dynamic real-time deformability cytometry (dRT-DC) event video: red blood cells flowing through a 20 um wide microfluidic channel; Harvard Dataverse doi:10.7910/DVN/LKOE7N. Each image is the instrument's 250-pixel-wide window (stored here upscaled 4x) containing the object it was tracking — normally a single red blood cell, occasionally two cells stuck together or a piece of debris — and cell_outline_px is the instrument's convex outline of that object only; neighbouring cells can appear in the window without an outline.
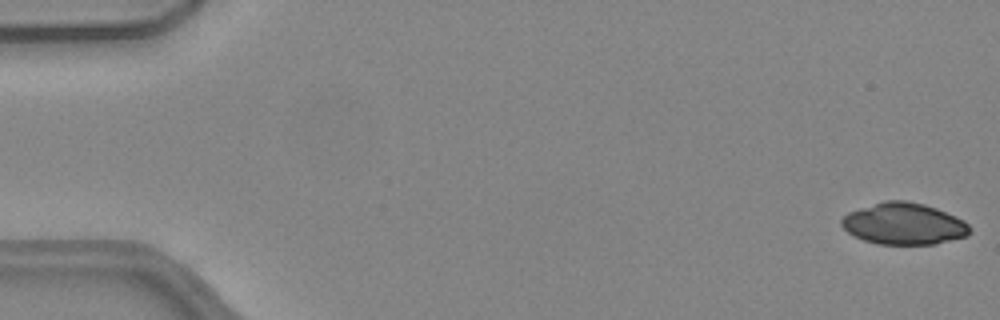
{"species": "common noctule bat (a hibernating species)", "species_latin": "Nyctalus noctula", "temperature_condition": "warm", "stored_images_in_passage": 51, "camera_frame_rate_fps": 3000, "um_per_image_px": 0.085, "animal": {"sex": "female", "body_mass_g": 24.6, "forearm_length_mm": 56.2}, "frame": {"image": 1, "passage_image": 1, "time_ms": 0.0, "image_size_px": [1000, 320], "cell_outline_px": [[972, 232], [968, 236], [936, 244], [876, 244], [864, 240], [848, 232], [840, 224], [840, 220], [848, 212], [884, 200], [908, 200], [924, 204], [936, 208], [956, 216], [964, 220], [972, 228]], "centroid_in_image_um": [76.86, 19.02], "position_along_channel_um": 8.1, "area_um2": 31.33}}